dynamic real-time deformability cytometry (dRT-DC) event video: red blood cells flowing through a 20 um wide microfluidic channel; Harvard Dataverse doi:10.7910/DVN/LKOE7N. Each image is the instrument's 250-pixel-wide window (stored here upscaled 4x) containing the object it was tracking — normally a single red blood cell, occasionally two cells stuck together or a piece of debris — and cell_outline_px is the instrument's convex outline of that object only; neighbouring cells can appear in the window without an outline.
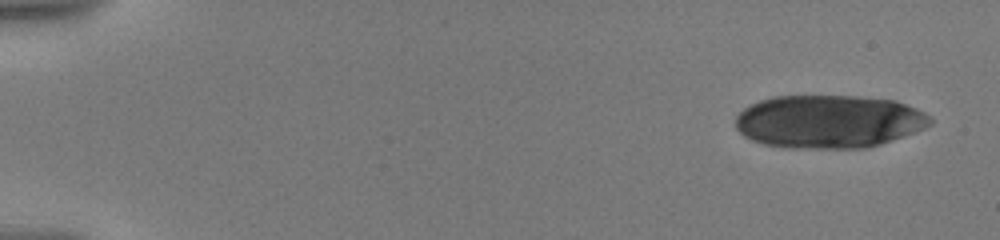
{"species": "human", "species_latin": "Homo sapiens", "temperature_condition": "warm", "stored_images_in_passage": 11, "camera_frame_rate_fps": 3000, "um_per_image_px": 0.085, "donor": {"sex": "male"}, "frame": {"image": 1, "passage_image": 1, "time_ms": 0.0, "image_size_px": [1000, 240], "cell_outline_px": [[932, 124], [924, 128], [880, 144], [868, 148], [784, 148], [764, 144], [752, 140], [744, 136], [736, 128], [736, 116], [744, 108], [760, 100], [772, 96], [856, 96], [896, 100], [916, 108], [932, 116]], "centroid_in_image_um": [70.45, 10.33], "position_along_channel_um": 14.6, "area_um2": 60.46}}
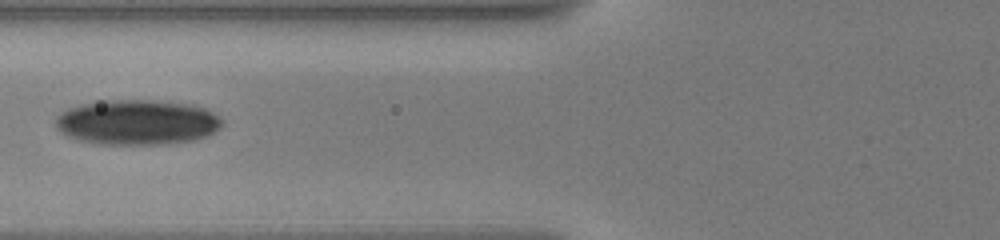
{"frame": {"image": 2, "passage_image": 9, "time_ms": 7.333, "image_size_px": [1000, 240], "cell_outline_px": [[224, 124], [220, 128], [208, 136], [196, 140], [168, 144], [100, 144], [80, 140], [68, 136], [60, 132], [56, 128], [56, 116], [60, 112], [68, 108], [80, 104], [100, 100], [152, 100], [192, 104], [204, 108], [212, 112], [224, 120]], "centroid_in_image_um": [11.67, 10.39], "position_along_channel_um": 114.1, "area_um2": 44.27}}
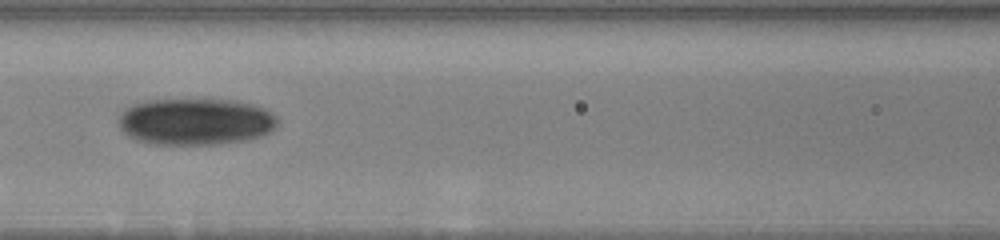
{"frame": {"image": 3, "passage_image": 10, "time_ms": 8.333, "image_size_px": [1000, 240], "cell_outline_px": [[276, 124], [268, 132], [260, 136], [244, 140], [216, 144], [156, 144], [136, 140], [128, 136], [120, 128], [120, 116], [124, 108], [148, 100], [236, 100], [252, 104], [264, 108], [276, 116]], "centroid_in_image_um": [16.6, 10.34], "position_along_channel_um": 150.0, "area_um2": 42.83}}